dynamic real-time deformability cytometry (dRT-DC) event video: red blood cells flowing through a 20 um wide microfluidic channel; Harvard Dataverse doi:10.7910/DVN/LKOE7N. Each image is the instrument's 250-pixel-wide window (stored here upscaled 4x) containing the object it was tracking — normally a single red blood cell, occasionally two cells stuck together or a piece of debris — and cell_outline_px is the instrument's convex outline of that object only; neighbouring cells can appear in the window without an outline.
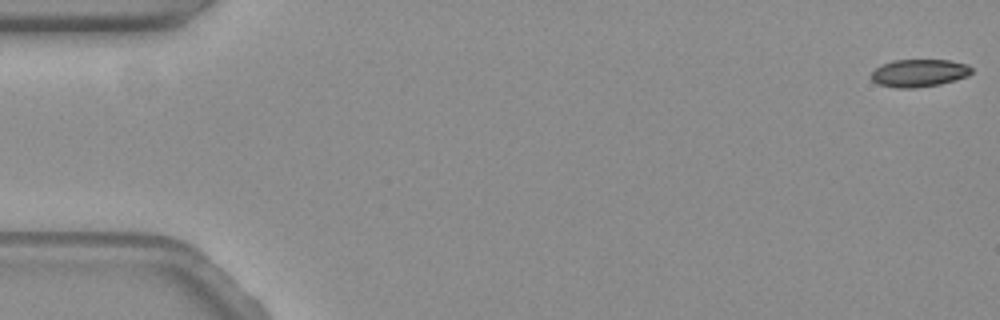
{"species": "common noctule bat (a hibernating species)", "species_latin": "Nyctalus noctula", "temperature_condition": "warm", "stored_images_in_passage": 54, "camera_frame_rate_fps": 3000, "um_per_image_px": 0.085, "animal": {"sex": "female", "body_mass_g": 19.3, "forearm_length_mm": 54.1}, "frame": {"image": 1, "passage_image": 1, "time_ms": 0.0, "image_size_px": [1000, 320], "cell_outline_px": [[972, 72], [968, 76], [940, 84], [912, 88], [900, 88], [880, 84], [872, 80], [872, 72], [880, 64], [892, 60], [948, 60], [968, 64], [972, 68]], "centroid_in_image_um": [78.14, 6.19], "position_along_channel_um": 6.9, "area_um2": 16.07}}
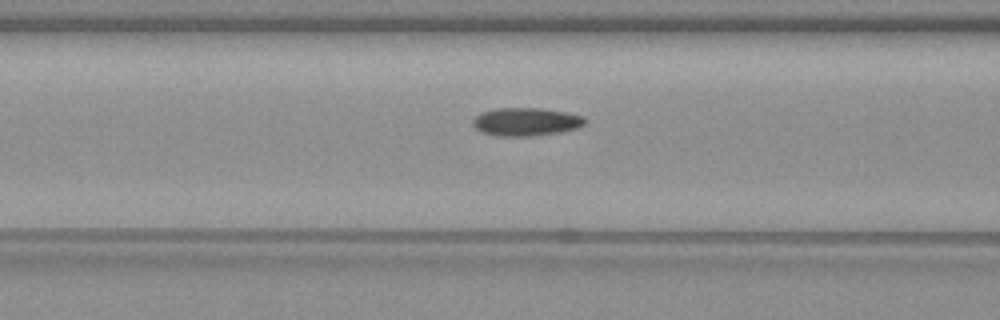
{"frame": {"image": 2, "passage_image": 24, "time_ms": 7.667, "image_size_px": [1000, 320], "cell_outline_px": [[584, 124], [576, 128], [560, 132], [528, 136], [500, 136], [480, 132], [472, 124], [472, 120], [480, 112], [496, 108], [540, 108], [564, 112], [584, 116]], "centroid_in_image_um": [44.65, 10.34], "position_along_channel_um": 121.9, "area_um2": 18.26}}
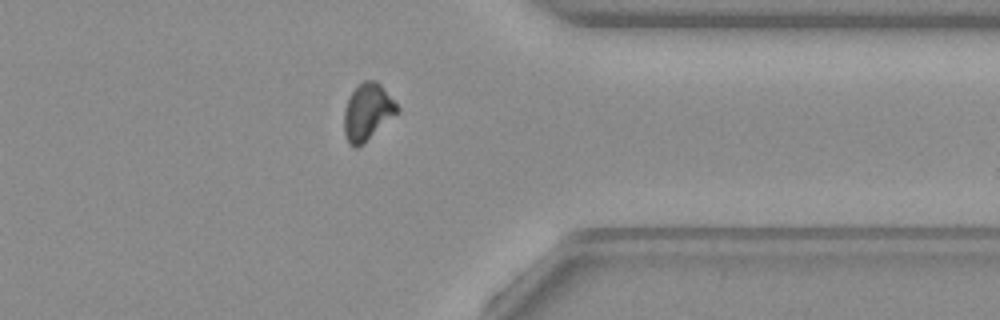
{"frame": {"image": 3, "passage_image": 47, "time_ms": 15.333, "image_size_px": [1000, 320], "cell_outline_px": [[400, 112], [364, 144], [356, 148], [352, 148], [348, 144], [344, 132], [344, 108], [348, 96], [364, 80], [376, 80], [380, 84], [400, 108]], "centroid_in_image_um": [31.24, 9.56], "position_along_channel_um": 380.2, "area_um2": 17.92}}